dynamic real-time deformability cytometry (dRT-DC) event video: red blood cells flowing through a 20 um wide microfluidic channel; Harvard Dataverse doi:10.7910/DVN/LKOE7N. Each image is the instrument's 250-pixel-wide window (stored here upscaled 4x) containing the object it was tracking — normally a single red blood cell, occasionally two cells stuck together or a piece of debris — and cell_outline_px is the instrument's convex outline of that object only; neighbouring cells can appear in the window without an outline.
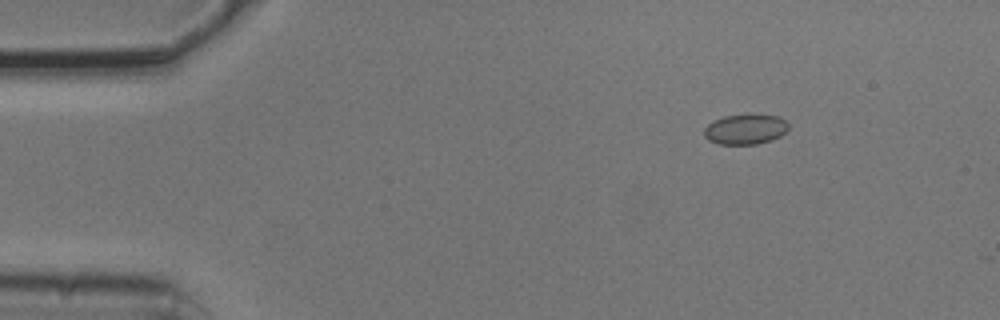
{"species": "common noctule bat (a hibernating species)", "species_latin": "Nyctalus noctula", "temperature_condition": "cold", "stored_images_in_passage": 7, "camera_frame_rate_fps": 3000, "um_per_image_px": 0.085, "animal": {"sex": "male", "body_mass_g": 20.5, "forearm_length_mm": 52.5}, "frame": {"image": 1, "passage_image": 1, "time_ms": 0.0, "image_size_px": [1000, 320], "cell_outline_px": [[788, 128], [780, 136], [772, 140], [756, 144], [716, 144], [708, 140], [704, 136], [704, 128], [708, 124], [724, 116], [776, 116], [784, 120], [788, 124]], "centroid_in_image_um": [63.32, 11.02], "position_along_channel_um": 21.7, "area_um2": 14.39}}
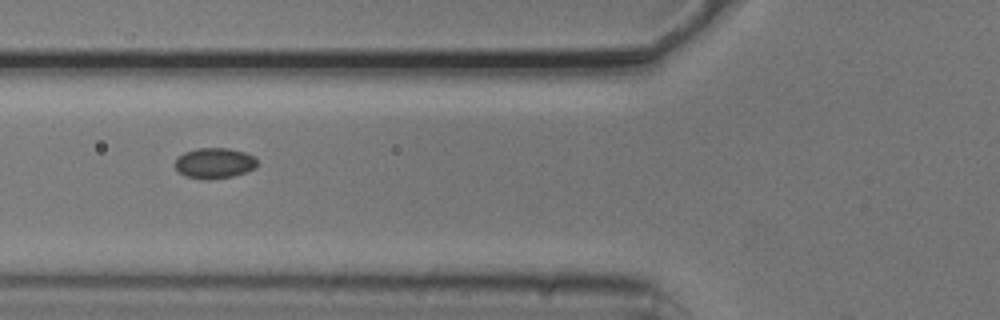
{"frame": {"image": 2, "passage_image": 5, "time_ms": 1.333, "image_size_px": [1000, 320], "cell_outline_px": [[256, 168], [232, 176], [208, 180], [184, 176], [176, 168], [176, 156], [184, 152], [196, 148], [228, 148], [244, 152], [252, 156], [256, 160]], "centroid_in_image_um": [18.19, 13.86], "position_along_channel_um": 107.6, "area_um2": 14.57}}
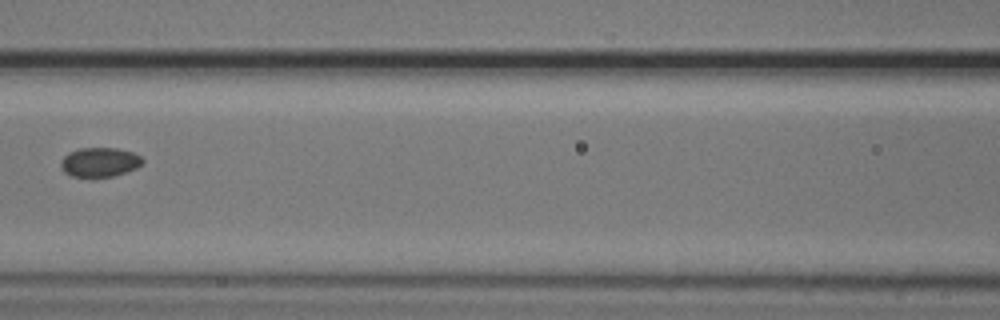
{"frame": {"image": 3, "passage_image": 6, "time_ms": 1.667, "image_size_px": [1000, 320], "cell_outline_px": [[144, 160], [136, 168], [112, 176], [92, 180], [88, 180], [72, 176], [64, 172], [60, 168], [60, 160], [68, 152], [80, 148], [116, 148], [132, 152], [140, 156]], "centroid_in_image_um": [8.4, 13.82], "position_along_channel_um": 158.2, "area_um2": 14.45}}